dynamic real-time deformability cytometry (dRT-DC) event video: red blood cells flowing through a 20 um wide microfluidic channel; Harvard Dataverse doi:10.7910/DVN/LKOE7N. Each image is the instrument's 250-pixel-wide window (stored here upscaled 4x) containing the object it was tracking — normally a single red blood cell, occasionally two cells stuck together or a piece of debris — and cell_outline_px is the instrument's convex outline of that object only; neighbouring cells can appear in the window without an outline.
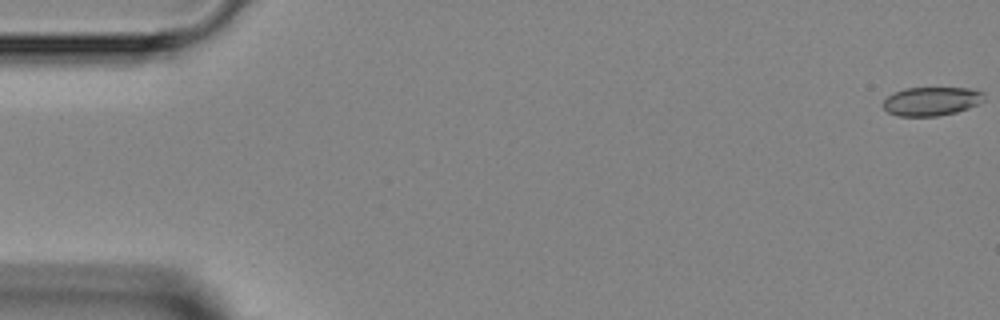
{"species": "Egyptian fruit bat (a non-hibernating species)", "species_latin": "Rousettus aegyptiacus", "temperature_condition": "room temperature", "stored_images_in_passage": 5, "camera_frame_rate_fps": 3000, "um_per_image_px": 0.085, "animal": {"sex": "female"}, "frame": {"image": 1, "passage_image": 1, "time_ms": 0.0, "image_size_px": [1000, 320], "cell_outline_px": [[984, 100], [968, 108], [956, 112], [936, 116], [896, 116], [888, 112], [884, 108], [884, 100], [892, 92], [904, 88], [968, 88], [984, 92]], "centroid_in_image_um": [79.15, 8.6], "position_along_channel_um": 5.8, "area_um2": 16.88}}
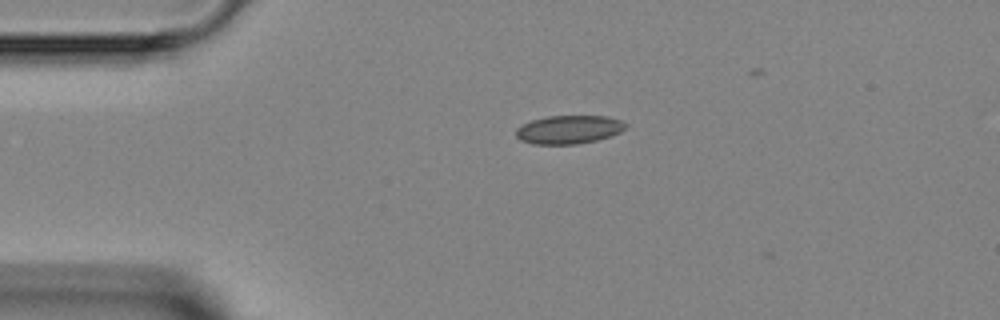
{"frame": {"image": 2, "passage_image": 4, "time_ms": 3.333, "image_size_px": [1000, 320], "cell_outline_px": [[628, 128], [612, 136], [596, 140], [576, 144], [532, 144], [520, 140], [516, 136], [516, 128], [532, 120], [548, 116], [608, 116], [620, 120], [628, 124]], "centroid_in_image_um": [48.39, 11.01], "position_along_channel_um": 36.6, "area_um2": 18.26}}